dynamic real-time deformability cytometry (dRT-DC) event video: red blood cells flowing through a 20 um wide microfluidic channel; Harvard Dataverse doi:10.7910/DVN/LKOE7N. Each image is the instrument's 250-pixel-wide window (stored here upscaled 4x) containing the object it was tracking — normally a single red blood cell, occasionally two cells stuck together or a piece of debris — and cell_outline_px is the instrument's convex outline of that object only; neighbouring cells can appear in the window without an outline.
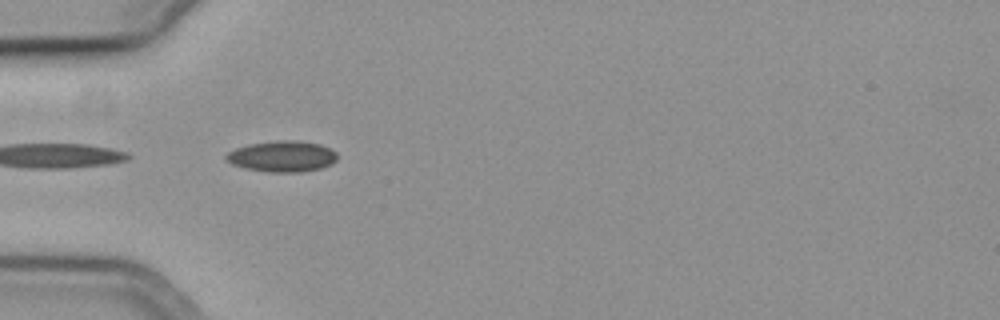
{"species": "common noctule bat (a hibernating species)", "species_latin": "Nyctalus noctula", "temperature_condition": "cold", "stored_images_in_passage": 9, "camera_frame_rate_fps": 3000, "um_per_image_px": 0.085, "animal": {"sex": "female", "body_mass_g": 19.3, "forearm_length_mm": 54.1}, "frame": {"image": 1, "passage_image": 1, "time_ms": 0.0, "image_size_px": [1000, 320], "cell_outline_px": [[336, 160], [332, 164], [320, 168], [300, 172], [268, 172], [244, 168], [232, 164], [224, 160], [224, 156], [228, 152], [236, 148], [248, 144], [276, 140], [296, 140], [320, 144], [332, 148], [336, 152]], "centroid_in_image_um": [23.97, 13.28], "position_along_channel_um": 61.0, "area_um2": 20.29}}